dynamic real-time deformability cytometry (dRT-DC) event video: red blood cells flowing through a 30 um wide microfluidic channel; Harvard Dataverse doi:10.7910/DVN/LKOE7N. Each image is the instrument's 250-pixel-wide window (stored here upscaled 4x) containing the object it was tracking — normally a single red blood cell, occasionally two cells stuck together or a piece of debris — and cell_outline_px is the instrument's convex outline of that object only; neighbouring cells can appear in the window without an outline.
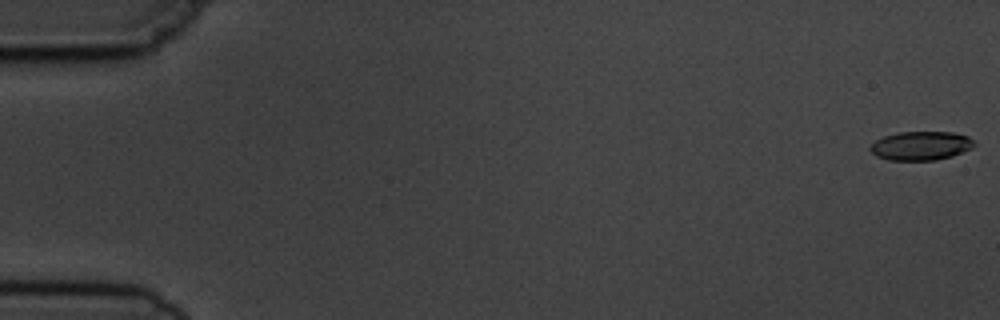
{"species": "common noctule bat (a hibernating species)", "species_latin": "Nyctalus noctula", "temperature_condition": "cold", "stored_images_in_passage": 6, "camera_frame_rate_fps": 3000, "um_per_image_px": 0.085, "animal": {"sex": "male", "body_mass_g": 19.5, "forearm_length_mm": 54.6}, "frame": {"image": 1, "passage_image": 1, "time_ms": 0.0, "image_size_px": [1000, 320], "cell_outline_px": [[976, 144], [972, 148], [952, 156], [936, 160], [888, 160], [876, 156], [868, 148], [876, 140], [884, 136], [900, 132], [952, 132], [968, 136]], "centroid_in_image_um": [78.27, 12.39], "position_along_channel_um": 6.7, "area_um2": 17.46}}
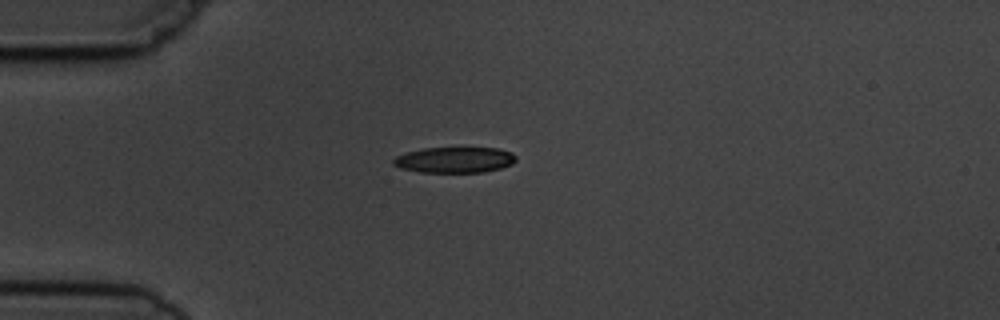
{"frame": {"image": 2, "passage_image": 5, "time_ms": 4.667, "image_size_px": [1000, 320], "cell_outline_px": [[516, 160], [512, 164], [500, 168], [484, 172], [420, 172], [400, 168], [392, 164], [392, 160], [396, 156], [408, 152], [424, 148], [496, 148], [512, 152], [516, 156]], "centroid_in_image_um": [38.64, 13.59], "position_along_channel_um": 46.4, "area_um2": 18.38}}